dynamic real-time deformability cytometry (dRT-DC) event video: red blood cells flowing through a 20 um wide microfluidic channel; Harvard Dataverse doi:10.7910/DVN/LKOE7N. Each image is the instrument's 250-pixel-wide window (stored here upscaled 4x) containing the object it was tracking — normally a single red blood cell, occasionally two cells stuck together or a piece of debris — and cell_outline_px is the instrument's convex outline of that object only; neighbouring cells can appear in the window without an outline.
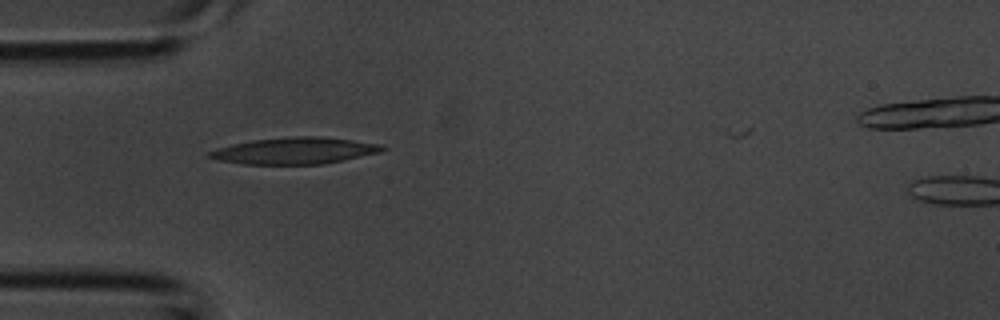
{"species": "common noctule bat (a hibernating species)", "species_latin": "Nyctalus noctula", "temperature_condition": "room temperature", "stored_images_in_passage": 5, "camera_frame_rate_fps": 3000, "um_per_image_px": 0.085, "animal": {"sex": "male", "body_mass_g": 20.1, "forearm_length_mm": 53.5}, "frame": {"image": 1, "passage_image": 4, "time_ms": 1.0, "image_size_px": [1000, 320], "cell_outline_px": [[388, 148], [380, 152], [324, 164], [244, 164], [220, 160], [204, 156], [208, 152], [216, 148], [232, 144], [252, 140], [296, 136], [316, 136], [352, 140], [384, 144]], "centroid_in_image_um": [25.05, 12.81], "position_along_channel_um": 59.9, "area_um2": 26.76}}
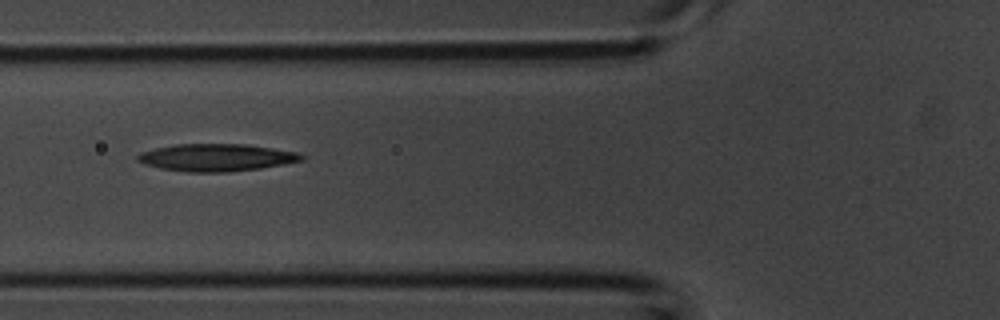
{"frame": {"image": 2, "passage_image": 5, "time_ms": 1.333, "image_size_px": [1000, 320], "cell_outline_px": [[308, 156], [304, 160], [284, 164], [260, 168], [228, 172], [188, 172], [160, 168], [144, 164], [136, 160], [136, 156], [140, 152], [156, 148], [176, 144], [244, 144], [272, 148], [296, 152]], "centroid_in_image_um": [18.4, 13.39], "position_along_channel_um": 107.4, "area_um2": 26.18}}